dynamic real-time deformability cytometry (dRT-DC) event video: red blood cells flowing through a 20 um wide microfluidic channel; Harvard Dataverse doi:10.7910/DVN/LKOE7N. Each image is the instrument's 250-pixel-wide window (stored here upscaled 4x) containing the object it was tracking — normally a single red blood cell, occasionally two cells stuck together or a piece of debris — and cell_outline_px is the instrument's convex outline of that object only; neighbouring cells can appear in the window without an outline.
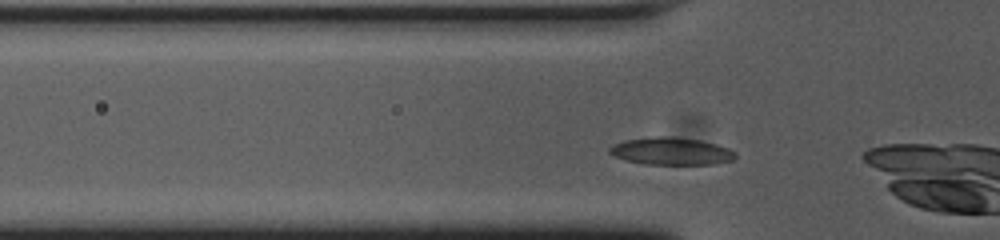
{"species": "common noctule bat (a hibernating species)", "species_latin": "Nyctalus noctula", "temperature_condition": "cold", "stored_images_in_passage": 33, "camera_frame_rate_fps": 3000, "um_per_image_px": 0.085, "animal": {"sex": "female", "body_mass_g": 23.0, "forearm_length_mm": 53.4}, "frame": {"image": 1, "passage_image": 5, "time_ms": 1.333, "image_size_px": [1000, 240], "cell_outline_px": [[736, 156], [732, 160], [716, 164], [644, 164], [624, 160], [608, 152], [608, 148], [612, 144], [624, 140], [656, 136], [672, 136], [700, 140], [716, 144], [728, 148], [736, 152]], "centroid_in_image_um": [57.03, 12.85], "position_along_channel_um": 68.8, "area_um2": 20.23}}
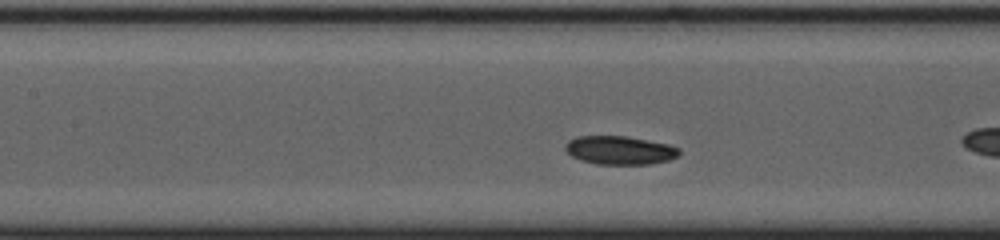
{"frame": {"image": 2, "passage_image": 12, "time_ms": 3.667, "image_size_px": [1000, 240], "cell_outline_px": [[680, 156], [668, 160], [652, 164], [596, 164], [580, 160], [572, 156], [564, 148], [564, 144], [568, 140], [576, 136], [624, 136], [668, 144], [680, 148]], "centroid_in_image_um": [52.67, 12.77], "position_along_channel_um": 154.7, "area_um2": 19.02}}
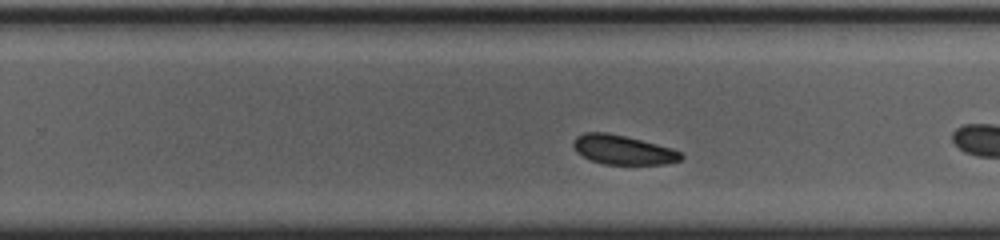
{"frame": {"image": 3, "passage_image": 22, "time_ms": 7.0, "image_size_px": [1000, 240], "cell_outline_px": [[684, 156], [680, 160], [664, 164], [604, 164], [592, 160], [576, 152], [572, 144], [572, 140], [576, 136], [584, 132], [608, 132], [672, 148], [680, 152]], "centroid_in_image_um": [52.91, 12.73], "position_along_channel_um": 276.9, "area_um2": 18.26}, "authors_computed_cell_mechanics": {"area_um2": 19.3052, "velocity_mm_per_s": 3.6747, "shape_relaxation_time_tau1_ms": 3.4824, "shape_relaxation_time_tau2_ms": 5.4005, "deformation_change_tau1": 0.055, "deformation_change_tau2": 0.0898}}